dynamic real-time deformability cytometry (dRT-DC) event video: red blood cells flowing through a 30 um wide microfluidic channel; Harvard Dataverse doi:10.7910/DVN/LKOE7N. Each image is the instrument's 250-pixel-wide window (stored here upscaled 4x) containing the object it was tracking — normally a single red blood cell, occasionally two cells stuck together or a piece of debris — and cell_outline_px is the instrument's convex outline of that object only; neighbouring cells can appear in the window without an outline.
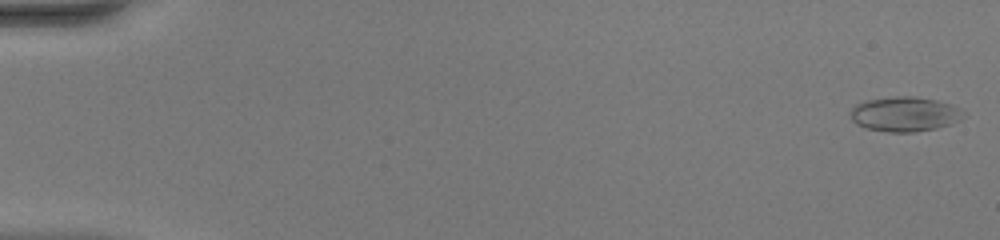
{"species": "common noctule bat (a hibernating species)", "species_latin": "Nyctalus noctula", "temperature_condition": "warm", "stored_images_in_passage": 50, "camera_frame_rate_fps": 3000, "um_per_image_px": 0.085, "animal": {"sex": "female", "body_mass_g": 20.0, "forearm_length_mm": 54.0}, "frame": {"image": 1, "passage_image": 1, "time_ms": 0.0, "image_size_px": [1000, 240], "cell_outline_px": [[964, 116], [960, 120], [936, 128], [912, 132], [888, 132], [864, 128], [856, 124], [852, 120], [848, 112], [856, 104], [868, 100], [896, 96], [912, 96], [936, 100], [952, 104], [960, 108], [964, 112]], "centroid_in_image_um": [76.88, 9.7], "position_along_channel_um": 8.1, "area_um2": 22.95}}
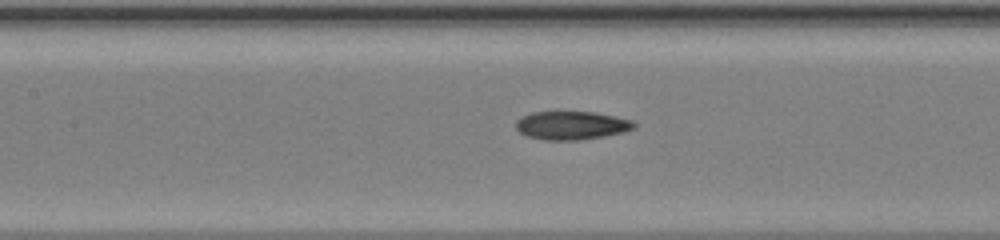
{"frame": {"image": 2, "passage_image": 24, "time_ms": 7.667, "image_size_px": [1000, 240], "cell_outline_px": [[636, 128], [624, 132], [604, 136], [580, 140], [544, 140], [524, 136], [516, 128], [516, 120], [520, 116], [532, 112], [592, 112], [616, 116], [632, 120], [636, 124]], "centroid_in_image_um": [48.57, 10.66], "position_along_channel_um": 158.8, "area_um2": 19.77}}
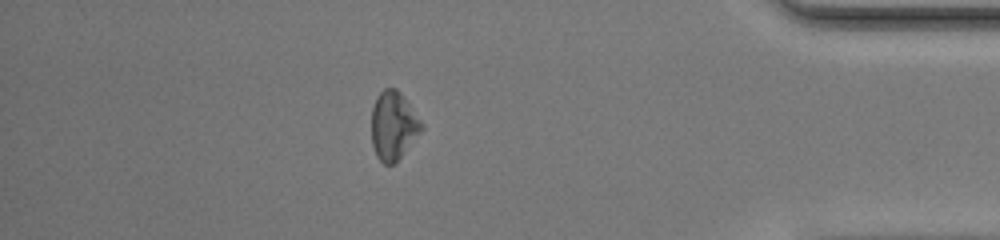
{"frame": {"image": 3, "passage_image": 44, "time_ms": 14.333, "image_size_px": [1000, 240], "cell_outline_px": [[424, 128], [396, 164], [384, 164], [376, 156], [372, 144], [372, 108], [376, 96], [384, 88], [396, 88], [400, 92], [424, 124]], "centroid_in_image_um": [33.44, 10.7], "position_along_channel_um": 401.8, "area_um2": 20.11}, "authors_computed_cell_mechanics": {"area_um2": 20.2011, "velocity_mm_per_s": 4.1652, "shape_relaxation_time_tau1_ms": 8.4442, "shape_relaxation_time_tau2_ms": null, "deformation_change_tau1": 0.1549, "deformation_change_tau2": null}}